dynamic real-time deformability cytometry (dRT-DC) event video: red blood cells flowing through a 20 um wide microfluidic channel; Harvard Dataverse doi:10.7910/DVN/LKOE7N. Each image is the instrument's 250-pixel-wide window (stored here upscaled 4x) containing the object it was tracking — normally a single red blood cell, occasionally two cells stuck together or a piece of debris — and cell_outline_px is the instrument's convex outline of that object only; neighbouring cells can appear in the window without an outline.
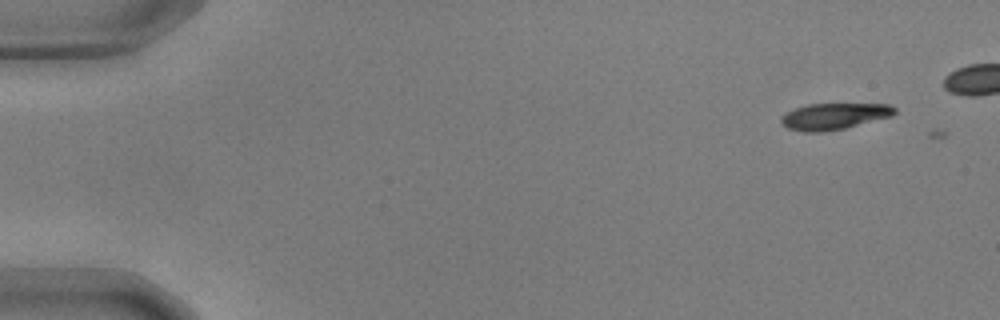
{"species": "common noctule bat (a hibernating species)", "species_latin": "Nyctalus noctula", "temperature_condition": "warm", "stored_images_in_passage": 3, "camera_frame_rate_fps": 3000, "um_per_image_px": 0.085, "animal": {"sex": "male", "body_mass_g": 17.9, "forearm_length_mm": 54.2}, "frame": {"image": 1, "passage_image": 1, "time_ms": 0.0, "image_size_px": [1000, 320], "cell_outline_px": [[896, 112], [892, 116], [844, 128], [824, 132], [804, 132], [788, 128], [780, 124], [780, 116], [784, 112], [808, 104], [888, 104], [896, 108]], "centroid_in_image_um": [70.85, 9.88], "position_along_channel_um": 14.2, "area_um2": 17.51}}